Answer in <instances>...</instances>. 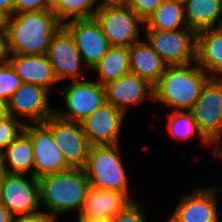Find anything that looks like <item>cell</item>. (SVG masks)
<instances>
[{
  "instance_id": "cell-19",
  "label": "cell",
  "mask_w": 222,
  "mask_h": 222,
  "mask_svg": "<svg viewBox=\"0 0 222 222\" xmlns=\"http://www.w3.org/2000/svg\"><path fill=\"white\" fill-rule=\"evenodd\" d=\"M7 61L21 78L22 83H31L49 91L58 82L47 55L8 54Z\"/></svg>"
},
{
  "instance_id": "cell-25",
  "label": "cell",
  "mask_w": 222,
  "mask_h": 222,
  "mask_svg": "<svg viewBox=\"0 0 222 222\" xmlns=\"http://www.w3.org/2000/svg\"><path fill=\"white\" fill-rule=\"evenodd\" d=\"M145 29L178 30L181 25L187 28L184 18V5L173 0H165L145 21Z\"/></svg>"
},
{
  "instance_id": "cell-14",
  "label": "cell",
  "mask_w": 222,
  "mask_h": 222,
  "mask_svg": "<svg viewBox=\"0 0 222 222\" xmlns=\"http://www.w3.org/2000/svg\"><path fill=\"white\" fill-rule=\"evenodd\" d=\"M49 90L31 83H22L7 101L9 115L42 123L55 109L49 107Z\"/></svg>"
},
{
  "instance_id": "cell-4",
  "label": "cell",
  "mask_w": 222,
  "mask_h": 222,
  "mask_svg": "<svg viewBox=\"0 0 222 222\" xmlns=\"http://www.w3.org/2000/svg\"><path fill=\"white\" fill-rule=\"evenodd\" d=\"M119 150V144L91 146L83 169L90 187L125 193L133 201Z\"/></svg>"
},
{
  "instance_id": "cell-8",
  "label": "cell",
  "mask_w": 222,
  "mask_h": 222,
  "mask_svg": "<svg viewBox=\"0 0 222 222\" xmlns=\"http://www.w3.org/2000/svg\"><path fill=\"white\" fill-rule=\"evenodd\" d=\"M61 93L67 111L55 109L54 114L72 122L80 123L106 103L105 86L99 82L74 80Z\"/></svg>"
},
{
  "instance_id": "cell-29",
  "label": "cell",
  "mask_w": 222,
  "mask_h": 222,
  "mask_svg": "<svg viewBox=\"0 0 222 222\" xmlns=\"http://www.w3.org/2000/svg\"><path fill=\"white\" fill-rule=\"evenodd\" d=\"M25 124L11 115L0 121V153L24 132Z\"/></svg>"
},
{
  "instance_id": "cell-43",
  "label": "cell",
  "mask_w": 222,
  "mask_h": 222,
  "mask_svg": "<svg viewBox=\"0 0 222 222\" xmlns=\"http://www.w3.org/2000/svg\"><path fill=\"white\" fill-rule=\"evenodd\" d=\"M173 1L180 2V3H184L185 2V0H173Z\"/></svg>"
},
{
  "instance_id": "cell-36",
  "label": "cell",
  "mask_w": 222,
  "mask_h": 222,
  "mask_svg": "<svg viewBox=\"0 0 222 222\" xmlns=\"http://www.w3.org/2000/svg\"><path fill=\"white\" fill-rule=\"evenodd\" d=\"M15 0H0V10L5 11L9 16L14 14Z\"/></svg>"
},
{
  "instance_id": "cell-32",
  "label": "cell",
  "mask_w": 222,
  "mask_h": 222,
  "mask_svg": "<svg viewBox=\"0 0 222 222\" xmlns=\"http://www.w3.org/2000/svg\"><path fill=\"white\" fill-rule=\"evenodd\" d=\"M50 10V0H15L14 14Z\"/></svg>"
},
{
  "instance_id": "cell-12",
  "label": "cell",
  "mask_w": 222,
  "mask_h": 222,
  "mask_svg": "<svg viewBox=\"0 0 222 222\" xmlns=\"http://www.w3.org/2000/svg\"><path fill=\"white\" fill-rule=\"evenodd\" d=\"M34 150V177L57 173L71 168L56 146L51 131L43 123L25 124Z\"/></svg>"
},
{
  "instance_id": "cell-40",
  "label": "cell",
  "mask_w": 222,
  "mask_h": 222,
  "mask_svg": "<svg viewBox=\"0 0 222 222\" xmlns=\"http://www.w3.org/2000/svg\"><path fill=\"white\" fill-rule=\"evenodd\" d=\"M86 222H113V218H100V219L86 221Z\"/></svg>"
},
{
  "instance_id": "cell-7",
  "label": "cell",
  "mask_w": 222,
  "mask_h": 222,
  "mask_svg": "<svg viewBox=\"0 0 222 222\" xmlns=\"http://www.w3.org/2000/svg\"><path fill=\"white\" fill-rule=\"evenodd\" d=\"M0 201L15 218L41 211L38 179L4 172L0 181Z\"/></svg>"
},
{
  "instance_id": "cell-41",
  "label": "cell",
  "mask_w": 222,
  "mask_h": 222,
  "mask_svg": "<svg viewBox=\"0 0 222 222\" xmlns=\"http://www.w3.org/2000/svg\"><path fill=\"white\" fill-rule=\"evenodd\" d=\"M99 3H114V2H126V0H97Z\"/></svg>"
},
{
  "instance_id": "cell-30",
  "label": "cell",
  "mask_w": 222,
  "mask_h": 222,
  "mask_svg": "<svg viewBox=\"0 0 222 222\" xmlns=\"http://www.w3.org/2000/svg\"><path fill=\"white\" fill-rule=\"evenodd\" d=\"M145 215L139 203L133 200L113 218V222H147Z\"/></svg>"
},
{
  "instance_id": "cell-37",
  "label": "cell",
  "mask_w": 222,
  "mask_h": 222,
  "mask_svg": "<svg viewBox=\"0 0 222 222\" xmlns=\"http://www.w3.org/2000/svg\"><path fill=\"white\" fill-rule=\"evenodd\" d=\"M9 17L5 11L0 10V30H7Z\"/></svg>"
},
{
  "instance_id": "cell-13",
  "label": "cell",
  "mask_w": 222,
  "mask_h": 222,
  "mask_svg": "<svg viewBox=\"0 0 222 222\" xmlns=\"http://www.w3.org/2000/svg\"><path fill=\"white\" fill-rule=\"evenodd\" d=\"M47 57L58 82L66 78L71 81L80 80L84 74L81 71L84 63L76 48L73 36L63 25L53 35Z\"/></svg>"
},
{
  "instance_id": "cell-21",
  "label": "cell",
  "mask_w": 222,
  "mask_h": 222,
  "mask_svg": "<svg viewBox=\"0 0 222 222\" xmlns=\"http://www.w3.org/2000/svg\"><path fill=\"white\" fill-rule=\"evenodd\" d=\"M168 65L145 40L129 47V68L134 74L155 86Z\"/></svg>"
},
{
  "instance_id": "cell-42",
  "label": "cell",
  "mask_w": 222,
  "mask_h": 222,
  "mask_svg": "<svg viewBox=\"0 0 222 222\" xmlns=\"http://www.w3.org/2000/svg\"><path fill=\"white\" fill-rule=\"evenodd\" d=\"M3 173H4V170H3V162H2V153H0V181H1Z\"/></svg>"
},
{
  "instance_id": "cell-18",
  "label": "cell",
  "mask_w": 222,
  "mask_h": 222,
  "mask_svg": "<svg viewBox=\"0 0 222 222\" xmlns=\"http://www.w3.org/2000/svg\"><path fill=\"white\" fill-rule=\"evenodd\" d=\"M132 200L118 191L98 190L89 187L77 222L92 221L100 218H114Z\"/></svg>"
},
{
  "instance_id": "cell-35",
  "label": "cell",
  "mask_w": 222,
  "mask_h": 222,
  "mask_svg": "<svg viewBox=\"0 0 222 222\" xmlns=\"http://www.w3.org/2000/svg\"><path fill=\"white\" fill-rule=\"evenodd\" d=\"M15 217L7 207L0 201V222H14Z\"/></svg>"
},
{
  "instance_id": "cell-5",
  "label": "cell",
  "mask_w": 222,
  "mask_h": 222,
  "mask_svg": "<svg viewBox=\"0 0 222 222\" xmlns=\"http://www.w3.org/2000/svg\"><path fill=\"white\" fill-rule=\"evenodd\" d=\"M94 17L111 46L130 47L142 40L139 26L145 23L125 2L99 3Z\"/></svg>"
},
{
  "instance_id": "cell-28",
  "label": "cell",
  "mask_w": 222,
  "mask_h": 222,
  "mask_svg": "<svg viewBox=\"0 0 222 222\" xmlns=\"http://www.w3.org/2000/svg\"><path fill=\"white\" fill-rule=\"evenodd\" d=\"M22 84L21 78L6 60L0 63V99L8 101Z\"/></svg>"
},
{
  "instance_id": "cell-27",
  "label": "cell",
  "mask_w": 222,
  "mask_h": 222,
  "mask_svg": "<svg viewBox=\"0 0 222 222\" xmlns=\"http://www.w3.org/2000/svg\"><path fill=\"white\" fill-rule=\"evenodd\" d=\"M168 117L167 128L173 139L185 141L197 135L203 144L214 147L200 132L191 111L173 110Z\"/></svg>"
},
{
  "instance_id": "cell-23",
  "label": "cell",
  "mask_w": 222,
  "mask_h": 222,
  "mask_svg": "<svg viewBox=\"0 0 222 222\" xmlns=\"http://www.w3.org/2000/svg\"><path fill=\"white\" fill-rule=\"evenodd\" d=\"M2 162L6 173L27 174L30 171L29 175L34 176V150L32 141L25 132L4 149Z\"/></svg>"
},
{
  "instance_id": "cell-33",
  "label": "cell",
  "mask_w": 222,
  "mask_h": 222,
  "mask_svg": "<svg viewBox=\"0 0 222 222\" xmlns=\"http://www.w3.org/2000/svg\"><path fill=\"white\" fill-rule=\"evenodd\" d=\"M57 216L41 210L33 214L16 217L14 222H57Z\"/></svg>"
},
{
  "instance_id": "cell-39",
  "label": "cell",
  "mask_w": 222,
  "mask_h": 222,
  "mask_svg": "<svg viewBox=\"0 0 222 222\" xmlns=\"http://www.w3.org/2000/svg\"><path fill=\"white\" fill-rule=\"evenodd\" d=\"M214 153L215 156L219 157L222 161V143L215 146L214 148L211 149Z\"/></svg>"
},
{
  "instance_id": "cell-31",
  "label": "cell",
  "mask_w": 222,
  "mask_h": 222,
  "mask_svg": "<svg viewBox=\"0 0 222 222\" xmlns=\"http://www.w3.org/2000/svg\"><path fill=\"white\" fill-rule=\"evenodd\" d=\"M165 0H126L130 9L145 21Z\"/></svg>"
},
{
  "instance_id": "cell-15",
  "label": "cell",
  "mask_w": 222,
  "mask_h": 222,
  "mask_svg": "<svg viewBox=\"0 0 222 222\" xmlns=\"http://www.w3.org/2000/svg\"><path fill=\"white\" fill-rule=\"evenodd\" d=\"M125 113L106 102L81 121L88 142L93 145H115L120 142Z\"/></svg>"
},
{
  "instance_id": "cell-17",
  "label": "cell",
  "mask_w": 222,
  "mask_h": 222,
  "mask_svg": "<svg viewBox=\"0 0 222 222\" xmlns=\"http://www.w3.org/2000/svg\"><path fill=\"white\" fill-rule=\"evenodd\" d=\"M104 86L106 102L122 110L125 114L131 105L136 107L145 99H154V86L131 73L110 81Z\"/></svg>"
},
{
  "instance_id": "cell-2",
  "label": "cell",
  "mask_w": 222,
  "mask_h": 222,
  "mask_svg": "<svg viewBox=\"0 0 222 222\" xmlns=\"http://www.w3.org/2000/svg\"><path fill=\"white\" fill-rule=\"evenodd\" d=\"M194 64V65H192ZM210 76L196 62L169 65L154 86V99L174 111H191Z\"/></svg>"
},
{
  "instance_id": "cell-24",
  "label": "cell",
  "mask_w": 222,
  "mask_h": 222,
  "mask_svg": "<svg viewBox=\"0 0 222 222\" xmlns=\"http://www.w3.org/2000/svg\"><path fill=\"white\" fill-rule=\"evenodd\" d=\"M92 71L97 73L96 75L99 76L97 82L102 85L130 73L129 47L110 46Z\"/></svg>"
},
{
  "instance_id": "cell-20",
  "label": "cell",
  "mask_w": 222,
  "mask_h": 222,
  "mask_svg": "<svg viewBox=\"0 0 222 222\" xmlns=\"http://www.w3.org/2000/svg\"><path fill=\"white\" fill-rule=\"evenodd\" d=\"M196 64L210 78L222 79V27L196 33Z\"/></svg>"
},
{
  "instance_id": "cell-26",
  "label": "cell",
  "mask_w": 222,
  "mask_h": 222,
  "mask_svg": "<svg viewBox=\"0 0 222 222\" xmlns=\"http://www.w3.org/2000/svg\"><path fill=\"white\" fill-rule=\"evenodd\" d=\"M97 3V0H50V10L63 25L69 20L94 17Z\"/></svg>"
},
{
  "instance_id": "cell-38",
  "label": "cell",
  "mask_w": 222,
  "mask_h": 222,
  "mask_svg": "<svg viewBox=\"0 0 222 222\" xmlns=\"http://www.w3.org/2000/svg\"><path fill=\"white\" fill-rule=\"evenodd\" d=\"M9 116L7 102L0 99V121Z\"/></svg>"
},
{
  "instance_id": "cell-6",
  "label": "cell",
  "mask_w": 222,
  "mask_h": 222,
  "mask_svg": "<svg viewBox=\"0 0 222 222\" xmlns=\"http://www.w3.org/2000/svg\"><path fill=\"white\" fill-rule=\"evenodd\" d=\"M146 41L169 65L196 62V33L189 28L178 30L144 29Z\"/></svg>"
},
{
  "instance_id": "cell-22",
  "label": "cell",
  "mask_w": 222,
  "mask_h": 222,
  "mask_svg": "<svg viewBox=\"0 0 222 222\" xmlns=\"http://www.w3.org/2000/svg\"><path fill=\"white\" fill-rule=\"evenodd\" d=\"M183 5L187 28L195 33L222 27V0H185Z\"/></svg>"
},
{
  "instance_id": "cell-16",
  "label": "cell",
  "mask_w": 222,
  "mask_h": 222,
  "mask_svg": "<svg viewBox=\"0 0 222 222\" xmlns=\"http://www.w3.org/2000/svg\"><path fill=\"white\" fill-rule=\"evenodd\" d=\"M217 188H198L182 196L167 222H221Z\"/></svg>"
},
{
  "instance_id": "cell-1",
  "label": "cell",
  "mask_w": 222,
  "mask_h": 222,
  "mask_svg": "<svg viewBox=\"0 0 222 222\" xmlns=\"http://www.w3.org/2000/svg\"><path fill=\"white\" fill-rule=\"evenodd\" d=\"M61 26L51 10L12 14L6 31L8 54L47 55L51 39Z\"/></svg>"
},
{
  "instance_id": "cell-10",
  "label": "cell",
  "mask_w": 222,
  "mask_h": 222,
  "mask_svg": "<svg viewBox=\"0 0 222 222\" xmlns=\"http://www.w3.org/2000/svg\"><path fill=\"white\" fill-rule=\"evenodd\" d=\"M53 136L54 142L71 168H84L90 143L81 123L72 122L52 114L42 122Z\"/></svg>"
},
{
  "instance_id": "cell-34",
  "label": "cell",
  "mask_w": 222,
  "mask_h": 222,
  "mask_svg": "<svg viewBox=\"0 0 222 222\" xmlns=\"http://www.w3.org/2000/svg\"><path fill=\"white\" fill-rule=\"evenodd\" d=\"M6 31L0 30V63L5 62L8 56Z\"/></svg>"
},
{
  "instance_id": "cell-9",
  "label": "cell",
  "mask_w": 222,
  "mask_h": 222,
  "mask_svg": "<svg viewBox=\"0 0 222 222\" xmlns=\"http://www.w3.org/2000/svg\"><path fill=\"white\" fill-rule=\"evenodd\" d=\"M191 112L202 135L214 147L222 143V79L207 81Z\"/></svg>"
},
{
  "instance_id": "cell-11",
  "label": "cell",
  "mask_w": 222,
  "mask_h": 222,
  "mask_svg": "<svg viewBox=\"0 0 222 222\" xmlns=\"http://www.w3.org/2000/svg\"><path fill=\"white\" fill-rule=\"evenodd\" d=\"M63 26L73 36L84 65L92 70L111 46L100 24L91 17L69 20Z\"/></svg>"
},
{
  "instance_id": "cell-3",
  "label": "cell",
  "mask_w": 222,
  "mask_h": 222,
  "mask_svg": "<svg viewBox=\"0 0 222 222\" xmlns=\"http://www.w3.org/2000/svg\"><path fill=\"white\" fill-rule=\"evenodd\" d=\"M40 204L47 212L60 215L70 210H82L90 187L82 168H69L38 178Z\"/></svg>"
}]
</instances>
